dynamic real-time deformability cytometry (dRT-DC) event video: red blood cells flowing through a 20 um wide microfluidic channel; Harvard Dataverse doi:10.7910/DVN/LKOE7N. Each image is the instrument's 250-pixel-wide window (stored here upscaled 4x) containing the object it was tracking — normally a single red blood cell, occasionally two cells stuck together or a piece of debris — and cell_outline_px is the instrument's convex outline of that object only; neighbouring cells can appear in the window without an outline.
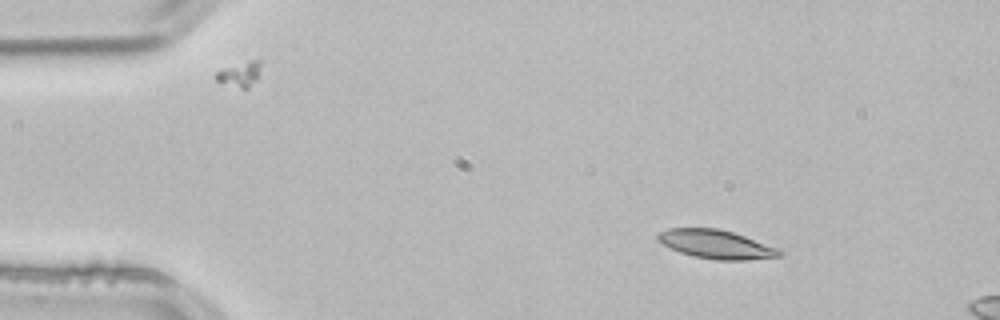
{"species": "common noctule bat (a hibernating species)", "species_latin": "Nyctalus noctula", "temperature_condition": "room temperature", "stored_images_in_passage": 4, "camera_frame_rate_fps": 3000, "um_per_image_px": 0.085, "animal": {"sex": "male", "body_mass_g": 21.5, "forearm_length_mm": 52.0}, "frame": {"image": 1, "passage_image": 1, "time_ms": 0.0, "image_size_px": [1000, 320], "cell_outline_px": [[784, 252], [780, 256], [744, 260], [716, 260], [692, 256], [680, 252], [656, 240], [656, 236], [660, 232], [668, 228], [720, 228], [744, 236], [776, 248]], "centroid_in_image_um": [60.83, 20.76], "position_along_channel_um": 24.2, "area_um2": 20.11}}